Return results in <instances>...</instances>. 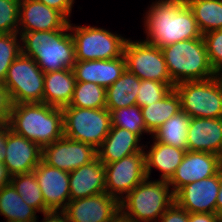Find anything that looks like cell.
I'll return each mask as SVG.
<instances>
[{"mask_svg":"<svg viewBox=\"0 0 222 222\" xmlns=\"http://www.w3.org/2000/svg\"><path fill=\"white\" fill-rule=\"evenodd\" d=\"M146 14L145 41L159 48L203 36L185 0L156 1Z\"/></svg>","mask_w":222,"mask_h":222,"instance_id":"cell-1","label":"cell"},{"mask_svg":"<svg viewBox=\"0 0 222 222\" xmlns=\"http://www.w3.org/2000/svg\"><path fill=\"white\" fill-rule=\"evenodd\" d=\"M68 30L69 23L60 30L20 32L21 53L32 57L44 73L72 69L75 46Z\"/></svg>","mask_w":222,"mask_h":222,"instance_id":"cell-2","label":"cell"},{"mask_svg":"<svg viewBox=\"0 0 222 222\" xmlns=\"http://www.w3.org/2000/svg\"><path fill=\"white\" fill-rule=\"evenodd\" d=\"M8 124L14 133L41 148L64 136L62 108L45 103L13 104Z\"/></svg>","mask_w":222,"mask_h":222,"instance_id":"cell-3","label":"cell"},{"mask_svg":"<svg viewBox=\"0 0 222 222\" xmlns=\"http://www.w3.org/2000/svg\"><path fill=\"white\" fill-rule=\"evenodd\" d=\"M168 73L178 84L185 81H203L216 76L203 37L179 41L161 48Z\"/></svg>","mask_w":222,"mask_h":222,"instance_id":"cell-4","label":"cell"},{"mask_svg":"<svg viewBox=\"0 0 222 222\" xmlns=\"http://www.w3.org/2000/svg\"><path fill=\"white\" fill-rule=\"evenodd\" d=\"M148 180L144 179L119 201L120 215L131 222H159L156 218L160 219L175 201L168 181Z\"/></svg>","mask_w":222,"mask_h":222,"instance_id":"cell-5","label":"cell"},{"mask_svg":"<svg viewBox=\"0 0 222 222\" xmlns=\"http://www.w3.org/2000/svg\"><path fill=\"white\" fill-rule=\"evenodd\" d=\"M64 136L92 145H102L111 129V115L107 108L89 109L63 107Z\"/></svg>","mask_w":222,"mask_h":222,"instance_id":"cell-6","label":"cell"},{"mask_svg":"<svg viewBox=\"0 0 222 222\" xmlns=\"http://www.w3.org/2000/svg\"><path fill=\"white\" fill-rule=\"evenodd\" d=\"M181 109L190 118H222V84L217 76L175 85Z\"/></svg>","mask_w":222,"mask_h":222,"instance_id":"cell-7","label":"cell"},{"mask_svg":"<svg viewBox=\"0 0 222 222\" xmlns=\"http://www.w3.org/2000/svg\"><path fill=\"white\" fill-rule=\"evenodd\" d=\"M69 29L73 31L76 60H110L124 54L127 39L116 33L95 26L72 27L70 20Z\"/></svg>","mask_w":222,"mask_h":222,"instance_id":"cell-8","label":"cell"},{"mask_svg":"<svg viewBox=\"0 0 222 222\" xmlns=\"http://www.w3.org/2000/svg\"><path fill=\"white\" fill-rule=\"evenodd\" d=\"M44 75L32 57L20 53L10 65L3 83L12 103H43Z\"/></svg>","mask_w":222,"mask_h":222,"instance_id":"cell-9","label":"cell"},{"mask_svg":"<svg viewBox=\"0 0 222 222\" xmlns=\"http://www.w3.org/2000/svg\"><path fill=\"white\" fill-rule=\"evenodd\" d=\"M126 69L141 80H154L175 88L161 48L147 41L127 40L124 47Z\"/></svg>","mask_w":222,"mask_h":222,"instance_id":"cell-10","label":"cell"},{"mask_svg":"<svg viewBox=\"0 0 222 222\" xmlns=\"http://www.w3.org/2000/svg\"><path fill=\"white\" fill-rule=\"evenodd\" d=\"M104 166L106 193L118 201L124 198L123 193L127 195L147 178L145 152L123 157L118 161L104 164Z\"/></svg>","mask_w":222,"mask_h":222,"instance_id":"cell-11","label":"cell"},{"mask_svg":"<svg viewBox=\"0 0 222 222\" xmlns=\"http://www.w3.org/2000/svg\"><path fill=\"white\" fill-rule=\"evenodd\" d=\"M97 157V150L87 143L63 136L42 148V161L48 166L71 172Z\"/></svg>","mask_w":222,"mask_h":222,"instance_id":"cell-12","label":"cell"},{"mask_svg":"<svg viewBox=\"0 0 222 222\" xmlns=\"http://www.w3.org/2000/svg\"><path fill=\"white\" fill-rule=\"evenodd\" d=\"M68 222H112L120 214L119 201L108 193L70 200L63 210Z\"/></svg>","mask_w":222,"mask_h":222,"instance_id":"cell-13","label":"cell"},{"mask_svg":"<svg viewBox=\"0 0 222 222\" xmlns=\"http://www.w3.org/2000/svg\"><path fill=\"white\" fill-rule=\"evenodd\" d=\"M221 164L222 157L217 154L187 150L182 162L168 181V184L172 185L171 191L175 194L186 184L216 175Z\"/></svg>","mask_w":222,"mask_h":222,"instance_id":"cell-14","label":"cell"},{"mask_svg":"<svg viewBox=\"0 0 222 222\" xmlns=\"http://www.w3.org/2000/svg\"><path fill=\"white\" fill-rule=\"evenodd\" d=\"M220 189V170L216 175L181 187L175 202L188 213H216V200Z\"/></svg>","mask_w":222,"mask_h":222,"instance_id":"cell-15","label":"cell"},{"mask_svg":"<svg viewBox=\"0 0 222 222\" xmlns=\"http://www.w3.org/2000/svg\"><path fill=\"white\" fill-rule=\"evenodd\" d=\"M33 172L44 198L45 212L64 210L70 201L69 172L48 166L43 161Z\"/></svg>","mask_w":222,"mask_h":222,"instance_id":"cell-16","label":"cell"},{"mask_svg":"<svg viewBox=\"0 0 222 222\" xmlns=\"http://www.w3.org/2000/svg\"><path fill=\"white\" fill-rule=\"evenodd\" d=\"M6 151L3 164L11 176L33 172L42 161V148L12 130L7 135Z\"/></svg>","mask_w":222,"mask_h":222,"instance_id":"cell-17","label":"cell"},{"mask_svg":"<svg viewBox=\"0 0 222 222\" xmlns=\"http://www.w3.org/2000/svg\"><path fill=\"white\" fill-rule=\"evenodd\" d=\"M69 23L60 11L48 7L38 0H20V32L53 31L63 29Z\"/></svg>","mask_w":222,"mask_h":222,"instance_id":"cell-18","label":"cell"},{"mask_svg":"<svg viewBox=\"0 0 222 222\" xmlns=\"http://www.w3.org/2000/svg\"><path fill=\"white\" fill-rule=\"evenodd\" d=\"M188 151L207 152L222 157V118H190Z\"/></svg>","mask_w":222,"mask_h":222,"instance_id":"cell-19","label":"cell"},{"mask_svg":"<svg viewBox=\"0 0 222 222\" xmlns=\"http://www.w3.org/2000/svg\"><path fill=\"white\" fill-rule=\"evenodd\" d=\"M76 82H93L110 87L126 70L124 55L110 60H76L72 68Z\"/></svg>","mask_w":222,"mask_h":222,"instance_id":"cell-20","label":"cell"},{"mask_svg":"<svg viewBox=\"0 0 222 222\" xmlns=\"http://www.w3.org/2000/svg\"><path fill=\"white\" fill-rule=\"evenodd\" d=\"M69 189L70 200L106 192L105 166L98 157L69 173Z\"/></svg>","mask_w":222,"mask_h":222,"instance_id":"cell-21","label":"cell"},{"mask_svg":"<svg viewBox=\"0 0 222 222\" xmlns=\"http://www.w3.org/2000/svg\"><path fill=\"white\" fill-rule=\"evenodd\" d=\"M140 137L129 130L111 127L102 145L97 149V157L103 164L112 163L123 157L144 152L139 146Z\"/></svg>","mask_w":222,"mask_h":222,"instance_id":"cell-22","label":"cell"},{"mask_svg":"<svg viewBox=\"0 0 222 222\" xmlns=\"http://www.w3.org/2000/svg\"><path fill=\"white\" fill-rule=\"evenodd\" d=\"M75 84L76 79L72 69L45 73L43 103L57 108L69 106Z\"/></svg>","mask_w":222,"mask_h":222,"instance_id":"cell-23","label":"cell"},{"mask_svg":"<svg viewBox=\"0 0 222 222\" xmlns=\"http://www.w3.org/2000/svg\"><path fill=\"white\" fill-rule=\"evenodd\" d=\"M186 151L155 140L149 152H145L147 178L150 177L152 167H155L162 173L160 180L169 181L182 162Z\"/></svg>","mask_w":222,"mask_h":222,"instance_id":"cell-24","label":"cell"},{"mask_svg":"<svg viewBox=\"0 0 222 222\" xmlns=\"http://www.w3.org/2000/svg\"><path fill=\"white\" fill-rule=\"evenodd\" d=\"M140 80L126 69L110 87L106 88V108L114 110L135 105Z\"/></svg>","mask_w":222,"mask_h":222,"instance_id":"cell-25","label":"cell"},{"mask_svg":"<svg viewBox=\"0 0 222 222\" xmlns=\"http://www.w3.org/2000/svg\"><path fill=\"white\" fill-rule=\"evenodd\" d=\"M140 109L147 130L153 134L166 120L181 110V99L173 88L160 101L140 107Z\"/></svg>","mask_w":222,"mask_h":222,"instance_id":"cell-26","label":"cell"},{"mask_svg":"<svg viewBox=\"0 0 222 222\" xmlns=\"http://www.w3.org/2000/svg\"><path fill=\"white\" fill-rule=\"evenodd\" d=\"M190 117L182 109L154 131V140L163 144L188 150L187 130Z\"/></svg>","mask_w":222,"mask_h":222,"instance_id":"cell-27","label":"cell"},{"mask_svg":"<svg viewBox=\"0 0 222 222\" xmlns=\"http://www.w3.org/2000/svg\"><path fill=\"white\" fill-rule=\"evenodd\" d=\"M36 212L22 200L11 183L0 188V214L7 220L33 222L37 220Z\"/></svg>","mask_w":222,"mask_h":222,"instance_id":"cell-28","label":"cell"},{"mask_svg":"<svg viewBox=\"0 0 222 222\" xmlns=\"http://www.w3.org/2000/svg\"><path fill=\"white\" fill-rule=\"evenodd\" d=\"M202 34L222 29V0H185Z\"/></svg>","mask_w":222,"mask_h":222,"instance_id":"cell-29","label":"cell"},{"mask_svg":"<svg viewBox=\"0 0 222 222\" xmlns=\"http://www.w3.org/2000/svg\"><path fill=\"white\" fill-rule=\"evenodd\" d=\"M66 107L106 108V88L93 82H76L72 100Z\"/></svg>","mask_w":222,"mask_h":222,"instance_id":"cell-30","label":"cell"},{"mask_svg":"<svg viewBox=\"0 0 222 222\" xmlns=\"http://www.w3.org/2000/svg\"><path fill=\"white\" fill-rule=\"evenodd\" d=\"M10 183L24 202L38 212H45L44 198L34 172L13 175Z\"/></svg>","mask_w":222,"mask_h":222,"instance_id":"cell-31","label":"cell"},{"mask_svg":"<svg viewBox=\"0 0 222 222\" xmlns=\"http://www.w3.org/2000/svg\"><path fill=\"white\" fill-rule=\"evenodd\" d=\"M111 115V127H119L138 135L150 133L144 123L140 107L135 104L125 108L108 110Z\"/></svg>","mask_w":222,"mask_h":222,"instance_id":"cell-32","label":"cell"},{"mask_svg":"<svg viewBox=\"0 0 222 222\" xmlns=\"http://www.w3.org/2000/svg\"><path fill=\"white\" fill-rule=\"evenodd\" d=\"M17 35L18 33L0 34V83L2 84L10 65L21 53Z\"/></svg>","mask_w":222,"mask_h":222,"instance_id":"cell-33","label":"cell"},{"mask_svg":"<svg viewBox=\"0 0 222 222\" xmlns=\"http://www.w3.org/2000/svg\"><path fill=\"white\" fill-rule=\"evenodd\" d=\"M139 87L136 97V104L139 107L160 101L173 89L167 83L154 80H140Z\"/></svg>","mask_w":222,"mask_h":222,"instance_id":"cell-34","label":"cell"},{"mask_svg":"<svg viewBox=\"0 0 222 222\" xmlns=\"http://www.w3.org/2000/svg\"><path fill=\"white\" fill-rule=\"evenodd\" d=\"M20 0H0V34L19 33Z\"/></svg>","mask_w":222,"mask_h":222,"instance_id":"cell-35","label":"cell"},{"mask_svg":"<svg viewBox=\"0 0 222 222\" xmlns=\"http://www.w3.org/2000/svg\"><path fill=\"white\" fill-rule=\"evenodd\" d=\"M209 62L217 73L222 68V29L203 34Z\"/></svg>","mask_w":222,"mask_h":222,"instance_id":"cell-36","label":"cell"},{"mask_svg":"<svg viewBox=\"0 0 222 222\" xmlns=\"http://www.w3.org/2000/svg\"><path fill=\"white\" fill-rule=\"evenodd\" d=\"M158 220L161 222H189V213L174 201Z\"/></svg>","mask_w":222,"mask_h":222,"instance_id":"cell-37","label":"cell"},{"mask_svg":"<svg viewBox=\"0 0 222 222\" xmlns=\"http://www.w3.org/2000/svg\"><path fill=\"white\" fill-rule=\"evenodd\" d=\"M12 106L13 103L8 89L0 83V124L9 122Z\"/></svg>","mask_w":222,"mask_h":222,"instance_id":"cell-38","label":"cell"},{"mask_svg":"<svg viewBox=\"0 0 222 222\" xmlns=\"http://www.w3.org/2000/svg\"><path fill=\"white\" fill-rule=\"evenodd\" d=\"M48 7L60 11L66 18L70 16L74 0H38Z\"/></svg>","mask_w":222,"mask_h":222,"instance_id":"cell-39","label":"cell"},{"mask_svg":"<svg viewBox=\"0 0 222 222\" xmlns=\"http://www.w3.org/2000/svg\"><path fill=\"white\" fill-rule=\"evenodd\" d=\"M10 131L8 123L0 124V163H3L6 156L7 135Z\"/></svg>","mask_w":222,"mask_h":222,"instance_id":"cell-40","label":"cell"},{"mask_svg":"<svg viewBox=\"0 0 222 222\" xmlns=\"http://www.w3.org/2000/svg\"><path fill=\"white\" fill-rule=\"evenodd\" d=\"M221 219L216 213H189V222H219Z\"/></svg>","mask_w":222,"mask_h":222,"instance_id":"cell-41","label":"cell"},{"mask_svg":"<svg viewBox=\"0 0 222 222\" xmlns=\"http://www.w3.org/2000/svg\"><path fill=\"white\" fill-rule=\"evenodd\" d=\"M44 220L42 222H68L65 212L60 210H49L42 213Z\"/></svg>","mask_w":222,"mask_h":222,"instance_id":"cell-42","label":"cell"},{"mask_svg":"<svg viewBox=\"0 0 222 222\" xmlns=\"http://www.w3.org/2000/svg\"><path fill=\"white\" fill-rule=\"evenodd\" d=\"M216 214L222 218V164L220 167V189L216 200Z\"/></svg>","mask_w":222,"mask_h":222,"instance_id":"cell-43","label":"cell"},{"mask_svg":"<svg viewBox=\"0 0 222 222\" xmlns=\"http://www.w3.org/2000/svg\"><path fill=\"white\" fill-rule=\"evenodd\" d=\"M11 175L8 173L5 165L0 163V188L10 183Z\"/></svg>","mask_w":222,"mask_h":222,"instance_id":"cell-44","label":"cell"},{"mask_svg":"<svg viewBox=\"0 0 222 222\" xmlns=\"http://www.w3.org/2000/svg\"><path fill=\"white\" fill-rule=\"evenodd\" d=\"M112 222H131L128 219L122 217L120 214Z\"/></svg>","mask_w":222,"mask_h":222,"instance_id":"cell-45","label":"cell"},{"mask_svg":"<svg viewBox=\"0 0 222 222\" xmlns=\"http://www.w3.org/2000/svg\"><path fill=\"white\" fill-rule=\"evenodd\" d=\"M216 76L218 77V79L220 80L222 84V68L216 73Z\"/></svg>","mask_w":222,"mask_h":222,"instance_id":"cell-46","label":"cell"},{"mask_svg":"<svg viewBox=\"0 0 222 222\" xmlns=\"http://www.w3.org/2000/svg\"><path fill=\"white\" fill-rule=\"evenodd\" d=\"M6 222H26V221H20V220H7ZM33 222H37V221H33Z\"/></svg>","mask_w":222,"mask_h":222,"instance_id":"cell-47","label":"cell"}]
</instances>
